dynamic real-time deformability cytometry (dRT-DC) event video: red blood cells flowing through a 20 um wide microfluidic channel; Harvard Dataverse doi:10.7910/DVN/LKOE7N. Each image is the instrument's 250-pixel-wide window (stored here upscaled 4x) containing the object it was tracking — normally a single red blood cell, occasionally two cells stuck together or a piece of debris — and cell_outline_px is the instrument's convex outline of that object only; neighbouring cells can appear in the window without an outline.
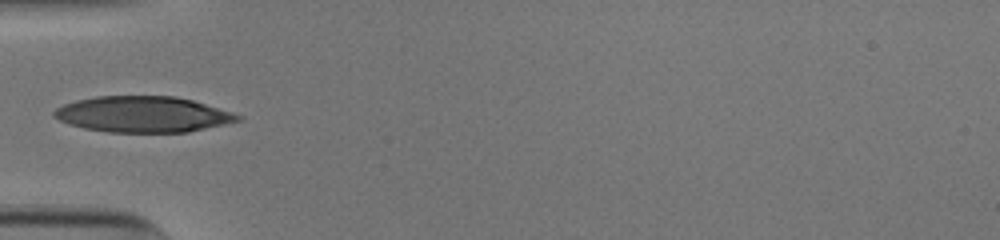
{"species": "human", "species_latin": "Homo sapiens", "temperature_condition": "cold", "stored_images_in_passage": 35, "camera_frame_rate_fps": 3000, "um_per_image_px": 0.085, "donor": {"sex": "male"}, "frame": {"image": 1, "passage_image": 1, "time_ms": 0.0, "image_size_px": [1000, 240], "cell_outline_px": [[244, 120], [188, 132], [108, 132], [84, 128], [68, 124], [52, 116], [52, 112], [56, 108], [64, 104], [76, 100], [96, 96], [176, 96], [192, 100], [232, 112], [240, 116]], "centroid_in_image_um": [12.13, 9.72], "position_along_channel_um": 72.9, "area_um2": 38.49}}
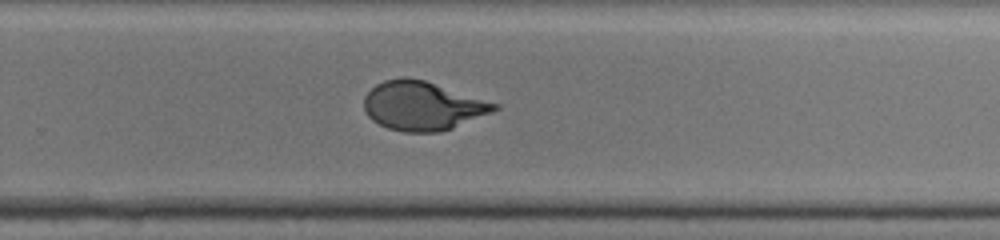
{"frame": {"image": 2, "passage_image": 18, "time_ms": 5.667, "image_size_px": [1000, 240], "cell_outline_px": [[500, 108], [492, 112], [452, 128], [440, 132], [404, 132], [388, 128], [372, 120], [368, 116], [364, 108], [364, 96], [376, 84], [384, 80], [404, 76], [424, 80], [500, 104]], "centroid_in_image_um": [35.91, 8.99], "position_along_channel_um": 293.9, "area_um2": 37.05}}
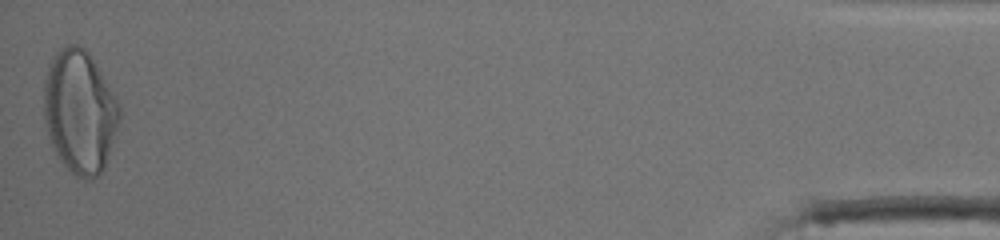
{"frame": {"image": 3, "passage_image": 35, "time_ms": 11.333, "image_size_px": [1000, 240], "cell_outline_px": [[120, 116], [104, 168], [96, 176], [88, 180], [84, 180], [76, 176], [64, 164], [52, 148], [48, 136], [44, 116], [44, 80], [48, 64], [52, 56], [56, 52], [68, 44], [76, 44], [84, 48], [92, 56], [116, 100], [120, 108]], "centroid_in_image_um": [6.74, 9.47], "position_along_channel_um": 428.5, "area_um2": 53.87}, "authors_computed_cell_mechanics": {"area_um2": 37.6856, "velocity_mm_per_s": 3.9113, "shape_relaxation_time_tau1_ms": 7.4356, "shape_relaxation_time_tau2_ms": null, "deformation_change_tau1": 0.2785, "deformation_change_tau2": null}}